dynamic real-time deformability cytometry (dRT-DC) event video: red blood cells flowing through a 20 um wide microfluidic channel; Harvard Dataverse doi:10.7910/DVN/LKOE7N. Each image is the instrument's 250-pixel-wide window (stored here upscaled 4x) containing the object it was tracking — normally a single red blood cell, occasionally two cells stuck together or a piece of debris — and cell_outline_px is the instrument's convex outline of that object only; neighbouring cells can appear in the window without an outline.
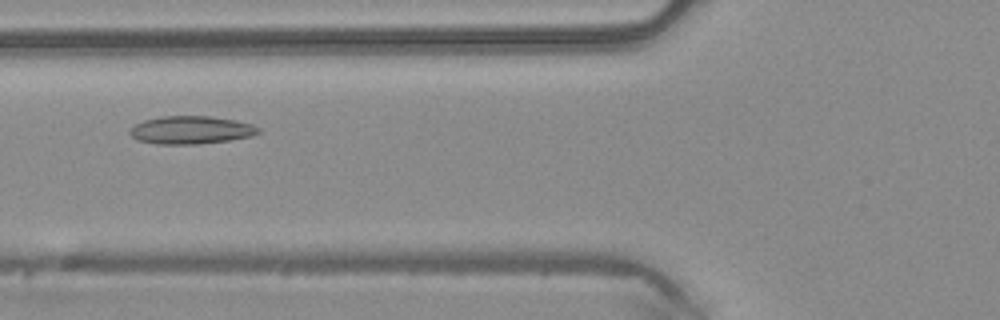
{"species": "common noctule bat (a hibernating species)", "species_latin": "Nyctalus noctula", "temperature_condition": "warm", "stored_images_in_passage": 33, "camera_frame_rate_fps": 3000, "um_per_image_px": 0.085, "animal": {"sex": "male", "body_mass_g": 20.4}, "frame": {"image": 1, "passage_image": 8, "time_ms": 2.333, "image_size_px": [1000, 320], "cell_outline_px": [[260, 132], [252, 136], [228, 140], [200, 144], [156, 144], [136, 140], [128, 132], [136, 124], [144, 120], [160, 116], [212, 116], [236, 120], [252, 124], [260, 128]], "centroid_in_image_um": [16.24, 11.05], "position_along_channel_um": 109.6, "area_um2": 21.04}}
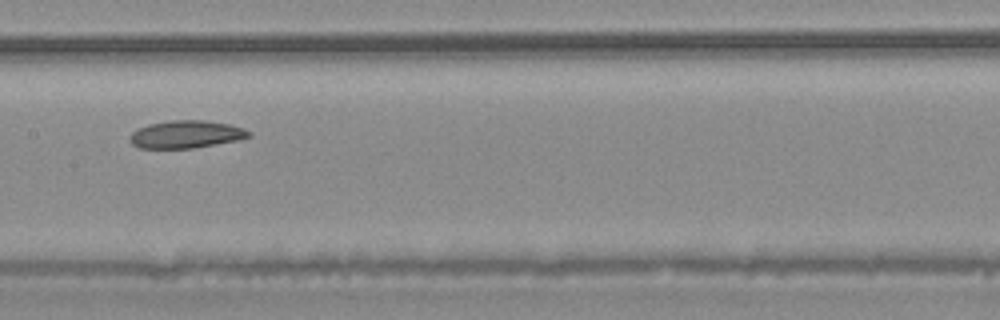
{"frame": {"image": 2, "passage_image": 14, "time_ms": 4.333, "image_size_px": [1000, 320], "cell_outline_px": [[252, 136], [240, 140], [192, 148], [140, 148], [132, 144], [132, 132], [148, 124], [172, 120], [204, 120], [228, 124], [244, 128], [252, 132]], "centroid_in_image_um": [15.89, 11.41], "position_along_channel_um": 191.5, "area_um2": 19.02}}
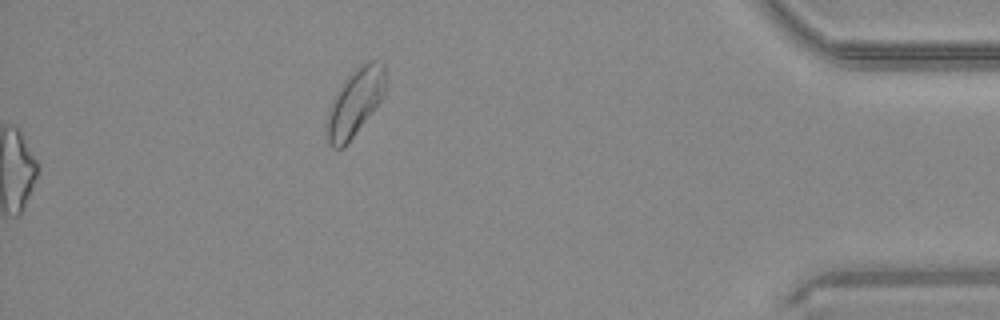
{"frame": {"image": 3, "passage_image": 33, "time_ms": 10.667, "image_size_px": [1000, 320], "cell_outline_px": [[384, 96], [344, 148], [332, 148], [328, 140], [328, 112], [332, 100], [344, 80], [352, 72], [368, 60], [372, 60], [384, 64]], "centroid_in_image_um": [30.18, 8.71], "position_along_channel_um": 405.0, "area_um2": 22.25}, "authors_computed_cell_mechanics": {"area_um2": 19.7098, "velocity_mm_per_s": 4.1066, "shape_relaxation_time_tau1_ms": 8.0961, "shape_relaxation_time_tau2_ms": 4.2821, "deformation_change_tau1": 0.1466, "deformation_change_tau2": 0.0822}}